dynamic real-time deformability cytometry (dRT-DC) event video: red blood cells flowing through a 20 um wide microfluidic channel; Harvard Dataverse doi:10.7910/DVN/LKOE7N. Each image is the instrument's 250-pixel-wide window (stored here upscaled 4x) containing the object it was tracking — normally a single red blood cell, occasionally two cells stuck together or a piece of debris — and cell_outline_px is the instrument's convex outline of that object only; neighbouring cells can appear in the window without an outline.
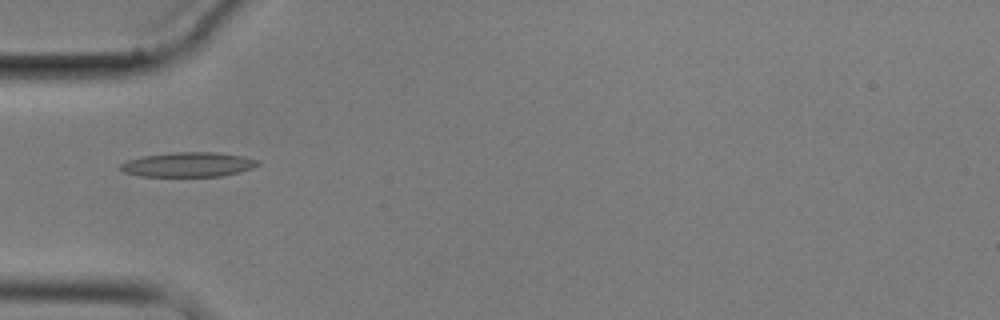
{"species": "common noctule bat (a hibernating species)", "species_latin": "Nyctalus noctula", "temperature_condition": "cold", "stored_images_in_passage": 9, "camera_frame_rate_fps": 3000, "um_per_image_px": 0.085, "animal": {"sex": "male", "body_mass_g": 17.9}, "frame": {"image": 1, "passage_image": 6, "time_ms": 6.0, "image_size_px": [1000, 320], "cell_outline_px": [[260, 164], [252, 168], [240, 172], [224, 176], [140, 176], [124, 172], [120, 168], [120, 164], [128, 160], [144, 156], [172, 152], [216, 152], [244, 156], [260, 160]], "centroid_in_image_um": [16.05, 13.98], "position_along_channel_um": 68.9, "area_um2": 19.77}}
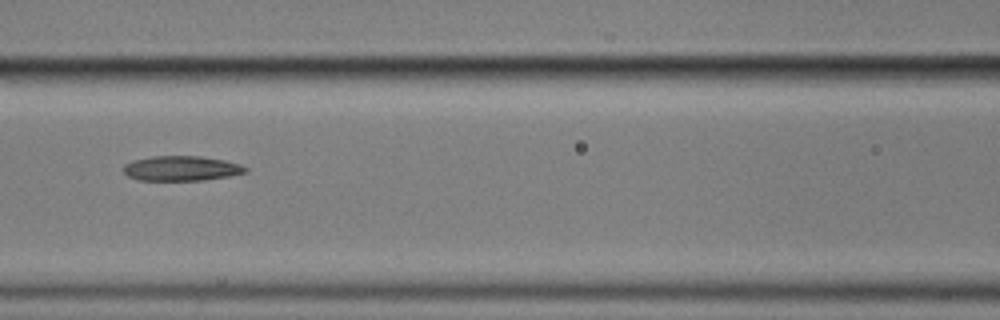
{"frame": {"image": 2, "passage_image": 8, "time_ms": 8.333, "image_size_px": [1000, 320], "cell_outline_px": [[248, 172], [228, 176], [204, 180], [136, 180], [128, 176], [124, 172], [124, 164], [132, 160], [152, 156], [200, 156], [224, 160], [240, 164], [248, 168]], "centroid_in_image_um": [15.41, 14.31], "position_along_channel_um": 151.2, "area_um2": 17.74}}
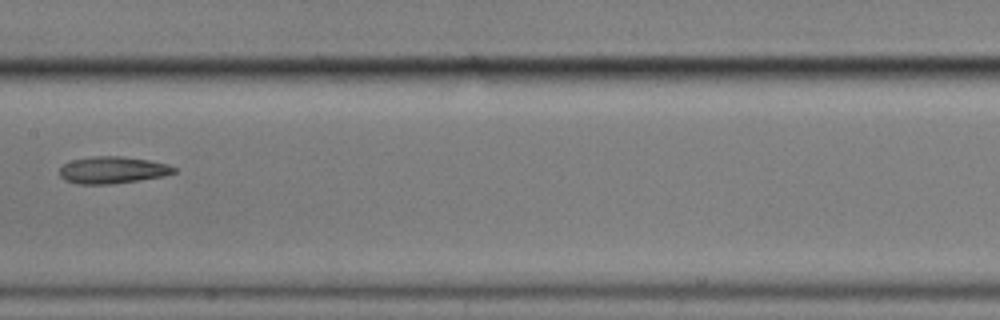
{"frame": {"image": 3, "passage_image": 9, "time_ms": 9.667, "image_size_px": [1000, 320], "cell_outline_px": [[176, 172], [164, 176], [140, 180], [112, 184], [76, 184], [64, 180], [60, 176], [60, 168], [64, 164], [72, 160], [92, 156], [120, 156], [148, 160], [168, 164], [176, 168]], "centroid_in_image_um": [9.56, 14.46], "position_along_channel_um": 197.8, "area_um2": 18.03}}